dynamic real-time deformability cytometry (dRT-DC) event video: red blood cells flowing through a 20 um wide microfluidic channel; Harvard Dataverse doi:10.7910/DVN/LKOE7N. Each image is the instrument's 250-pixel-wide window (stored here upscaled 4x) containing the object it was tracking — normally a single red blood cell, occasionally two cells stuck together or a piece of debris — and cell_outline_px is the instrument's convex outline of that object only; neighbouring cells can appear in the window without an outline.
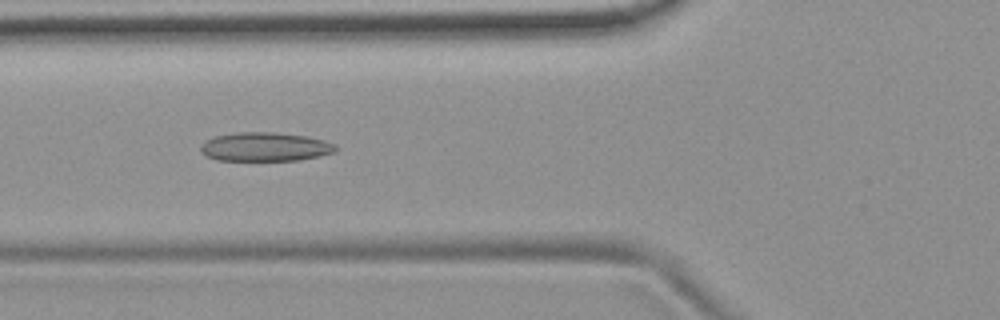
{"species": "common noctule bat (a hibernating species)", "species_latin": "Nyctalus noctula", "temperature_condition": "room temperature", "stored_images_in_passage": 52, "camera_frame_rate_fps": 3000, "um_per_image_px": 0.085, "animal": {"sex": "female", "body_mass_g": 19.9}, "frame": {"image": 1, "passage_image": 19, "time_ms": 6.0, "image_size_px": [1000, 320], "cell_outline_px": [[336, 152], [320, 156], [296, 160], [216, 160], [204, 156], [200, 152], [200, 148], [212, 136], [240, 132], [276, 132], [304, 136], [324, 140], [336, 144]], "centroid_in_image_um": [22.53, 12.48], "position_along_channel_um": 103.3, "area_um2": 22.72}}
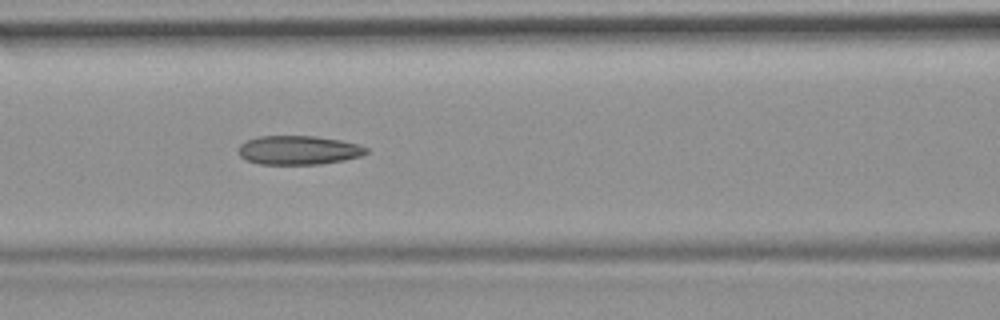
{"frame": {"image": 2, "passage_image": 22, "time_ms": 7.0, "image_size_px": [1000, 320], "cell_outline_px": [[368, 152], [360, 156], [344, 160], [320, 164], [260, 164], [244, 160], [240, 156], [240, 144], [248, 140], [260, 136], [316, 136], [340, 140], [356, 144], [368, 148]], "centroid_in_image_um": [25.37, 12.76], "position_along_channel_um": 141.2, "area_um2": 21.44}}
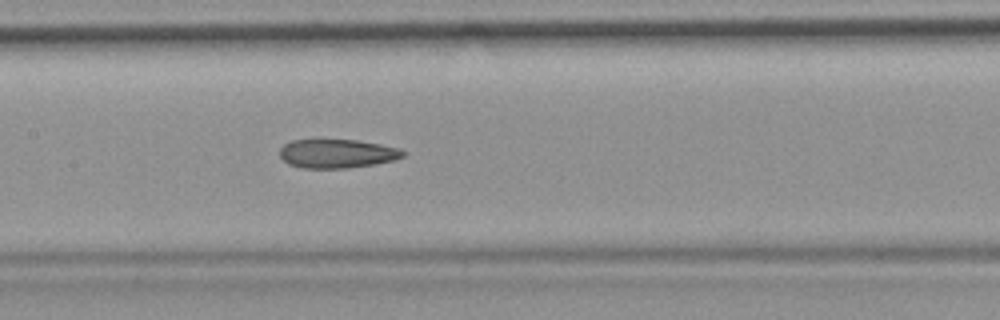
{"frame": {"image": 3, "passage_image": 25, "time_ms": 8.0, "image_size_px": [1000, 320], "cell_outline_px": [[404, 156], [396, 160], [376, 164], [348, 168], [304, 168], [288, 164], [280, 156], [280, 148], [284, 144], [292, 140], [356, 140], [380, 144], [400, 148], [404, 152]], "centroid_in_image_um": [28.67, 13.06], "position_along_channel_um": 178.7, "area_um2": 20.75}, "authors_computed_cell_mechanics": {"area_um2": 22.1085, "velocity_mm_per_s": 3.7654, "shape_relaxation_time_tau1_ms": null, "shape_relaxation_time_tau2_ms": 4.3936, "deformation_change_tau1": null, "deformation_change_tau2": 0.1333}}